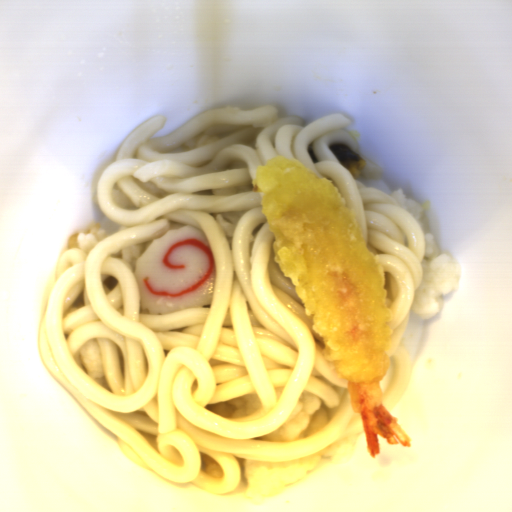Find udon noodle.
Here are the masks:
<instances>
[{"label": "udon noodle", "mask_w": 512, "mask_h": 512, "mask_svg": "<svg viewBox=\"0 0 512 512\" xmlns=\"http://www.w3.org/2000/svg\"><path fill=\"white\" fill-rule=\"evenodd\" d=\"M133 128L97 181L96 203L118 230L61 253L44 284L35 347L52 378L122 452L153 476L214 496L282 494L358 453L366 435L349 380L327 361L313 315L275 261V238L253 190L259 165L295 158L331 179L374 254L392 318L391 368L379 381L388 411L416 358L404 338L425 271L426 236L389 193L356 180L330 145L372 164L352 119L305 126L266 103L202 111L152 136ZM373 165V164H372ZM205 232L216 264L204 308H139L135 260L167 229Z\"/></svg>", "instance_id": "d5520da0"}]
</instances>
